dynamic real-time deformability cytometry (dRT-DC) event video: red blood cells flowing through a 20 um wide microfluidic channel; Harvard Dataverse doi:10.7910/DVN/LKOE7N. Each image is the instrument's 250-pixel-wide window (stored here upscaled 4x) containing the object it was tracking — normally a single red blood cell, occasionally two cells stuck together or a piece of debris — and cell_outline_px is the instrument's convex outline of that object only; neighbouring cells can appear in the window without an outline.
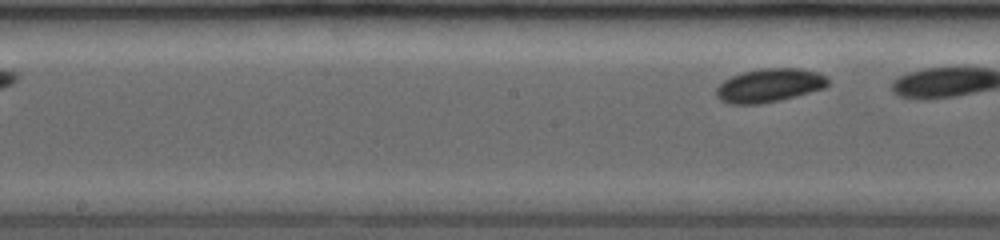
{"species": "common noctule bat (a hibernating species)", "species_latin": "Nyctalus noctula", "temperature_condition": "room temperature", "stored_images_in_passage": 8, "segment_of_instrument_passage": [2, 2], "camera_frame_rate_fps": 3500, "um_per_image_px": 0.085, "animal": {"sex": "female", "body_mass_g": 19.0, "forearm_length_mm": 53.3}, "frame": {"image": 1, "passage_image": 8, "time_ms": 4.857, "image_size_px": [1000, 240], "cell_outline_px": [[828, 84], [824, 88], [780, 100], [760, 104], [728, 104], [720, 100], [716, 96], [716, 88], [724, 80], [732, 76], [744, 72], [760, 68], [800, 68], [820, 72], [828, 80]], "centroid_in_image_um": [65.38, 7.26], "position_along_channel_um": 182.8, "area_um2": 21.85}}